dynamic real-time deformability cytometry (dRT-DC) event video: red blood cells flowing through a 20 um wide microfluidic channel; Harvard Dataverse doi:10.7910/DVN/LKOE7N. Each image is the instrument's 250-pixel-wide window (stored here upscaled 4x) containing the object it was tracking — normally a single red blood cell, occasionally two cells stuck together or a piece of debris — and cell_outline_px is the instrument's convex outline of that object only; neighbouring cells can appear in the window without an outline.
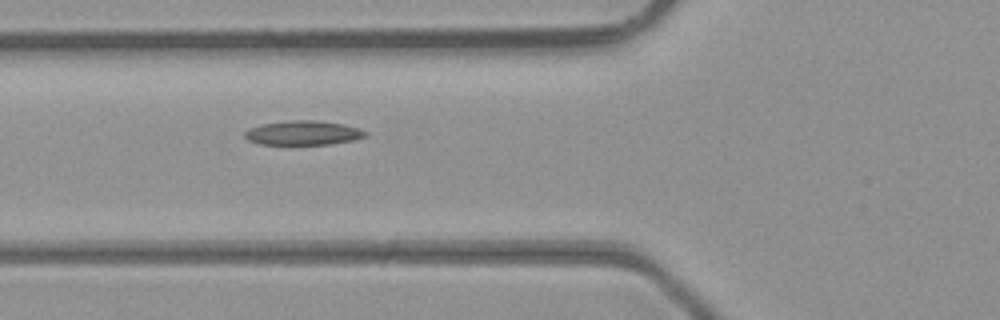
{"species": "common noctule bat (a hibernating species)", "species_latin": "Nyctalus noctula", "temperature_condition": "room temperature", "stored_images_in_passage": 3, "camera_frame_rate_fps": 3000, "um_per_image_px": 0.085, "animal": {"sex": "male", "body_mass_g": 23.1, "forearm_length_mm": 52.7}, "frame": {"image": 1, "passage_image": 3, "time_ms": 0.667, "image_size_px": [1000, 320], "cell_outline_px": [[368, 136], [356, 140], [332, 144], [260, 144], [248, 140], [244, 136], [244, 132], [248, 128], [260, 124], [292, 120], [316, 120], [344, 124], [368, 132]], "centroid_in_image_um": [25.78, 11.29], "position_along_channel_um": 100.0, "area_um2": 17.22}}